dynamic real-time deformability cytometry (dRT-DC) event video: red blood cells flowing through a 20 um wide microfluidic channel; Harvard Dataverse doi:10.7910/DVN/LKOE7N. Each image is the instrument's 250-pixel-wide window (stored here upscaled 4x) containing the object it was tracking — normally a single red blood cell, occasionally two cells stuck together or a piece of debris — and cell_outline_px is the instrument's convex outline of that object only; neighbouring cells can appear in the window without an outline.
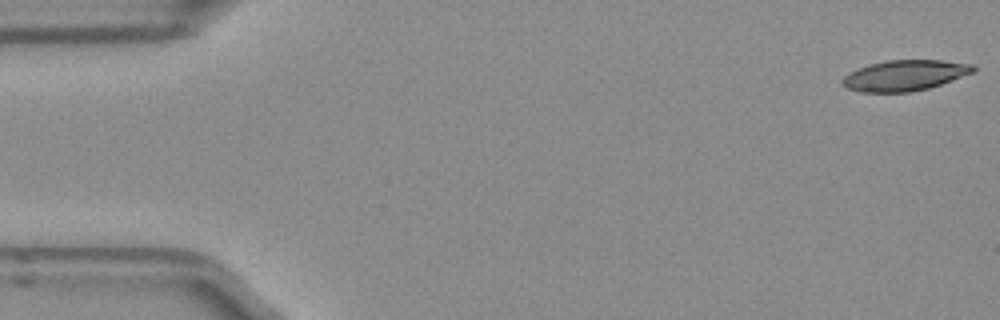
{"species": "Egyptian fruit bat (a non-hibernating species)", "species_latin": "Rousettus aegyptiacus", "temperature_condition": "room temperature", "stored_images_in_passage": 50, "camera_frame_rate_fps": 3000, "um_per_image_px": 0.085, "frame": {"image": 1, "passage_image": 1, "time_ms": 0.0, "image_size_px": [1000, 320], "cell_outline_px": [[976, 68], [972, 72], [952, 80], [928, 88], [908, 92], [860, 92], [848, 88], [840, 84], [840, 80], [848, 72], [868, 64], [888, 60], [940, 60], [972, 64]], "centroid_in_image_um": [76.83, 6.41], "position_along_channel_um": 8.2, "area_um2": 23.29}}
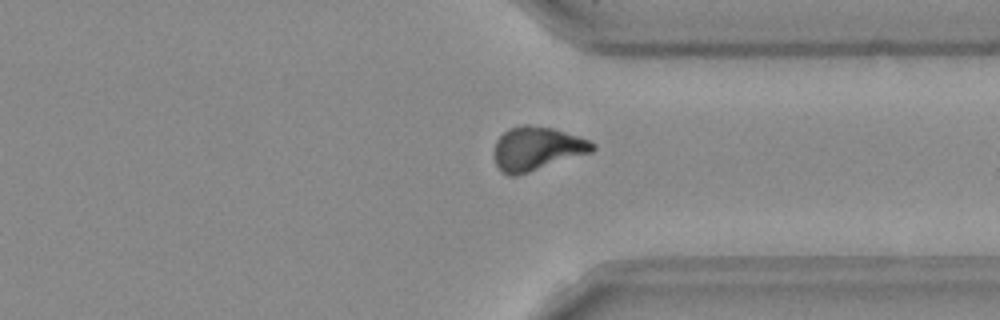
{"frame": {"image": 2, "passage_image": 38, "time_ms": 12.333, "image_size_px": [1000, 320], "cell_outline_px": [[596, 148], [592, 152], [516, 176], [508, 176], [496, 164], [496, 140], [508, 128], [520, 124], [528, 124], [552, 128], [588, 140], [596, 144]], "centroid_in_image_um": [45.64, 12.62], "position_along_channel_um": 365.8, "area_um2": 24.68}}
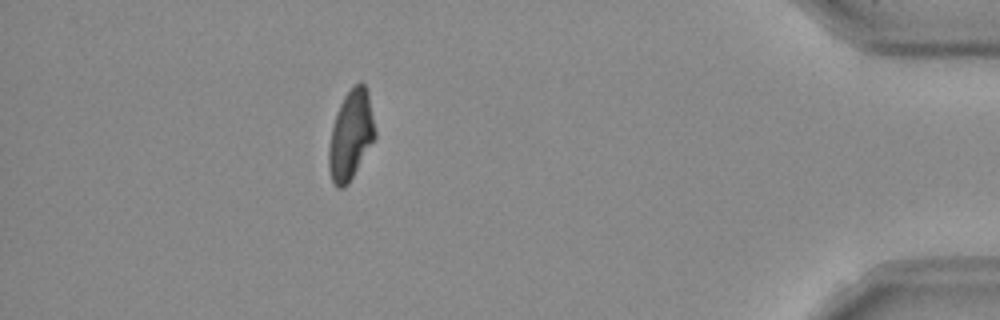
{"frame": {"image": 3, "passage_image": 45, "time_ms": 14.667, "image_size_px": [1000, 320], "cell_outline_px": [[376, 136], [348, 184], [344, 188], [336, 188], [332, 180], [328, 168], [328, 148], [332, 128], [336, 112], [344, 96], [352, 84], [360, 80], [368, 88], [376, 132]], "centroid_in_image_um": [29.82, 11.43], "position_along_channel_um": 405.4, "area_um2": 24.33}}